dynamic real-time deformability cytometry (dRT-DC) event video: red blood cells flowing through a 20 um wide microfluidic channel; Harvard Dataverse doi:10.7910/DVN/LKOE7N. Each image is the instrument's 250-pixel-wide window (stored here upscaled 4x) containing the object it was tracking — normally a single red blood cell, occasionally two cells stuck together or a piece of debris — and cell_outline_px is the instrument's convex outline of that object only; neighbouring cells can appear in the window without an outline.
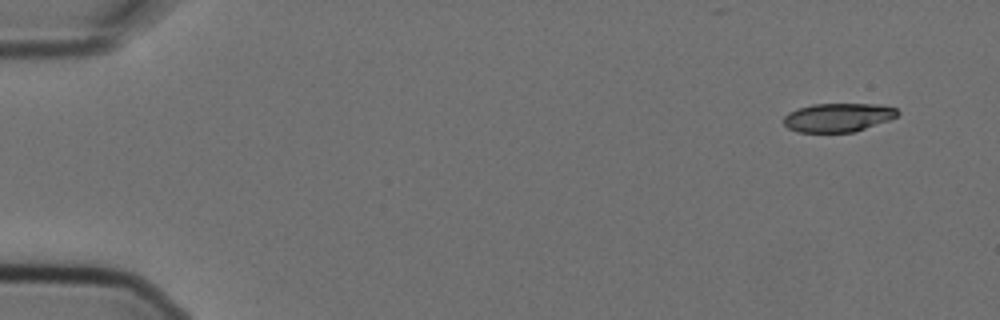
{"species": "Egyptian fruit bat (a non-hibernating species)", "species_latin": "Rousettus aegyptiacus", "temperature_condition": "cold", "stored_images_in_passage": 4, "camera_frame_rate_fps": 3000, "um_per_image_px": 0.085, "animal": {"sex": "female"}, "frame": {"image": 1, "passage_image": 1, "time_ms": 0.0, "image_size_px": [1000, 320], "cell_outline_px": [[900, 112], [896, 116], [888, 120], [852, 132], [796, 132], [788, 128], [784, 124], [784, 116], [788, 112], [796, 108], [812, 104], [880, 104], [896, 108]], "centroid_in_image_um": [71.19, 9.97], "position_along_channel_um": 13.8, "area_um2": 19.02}}